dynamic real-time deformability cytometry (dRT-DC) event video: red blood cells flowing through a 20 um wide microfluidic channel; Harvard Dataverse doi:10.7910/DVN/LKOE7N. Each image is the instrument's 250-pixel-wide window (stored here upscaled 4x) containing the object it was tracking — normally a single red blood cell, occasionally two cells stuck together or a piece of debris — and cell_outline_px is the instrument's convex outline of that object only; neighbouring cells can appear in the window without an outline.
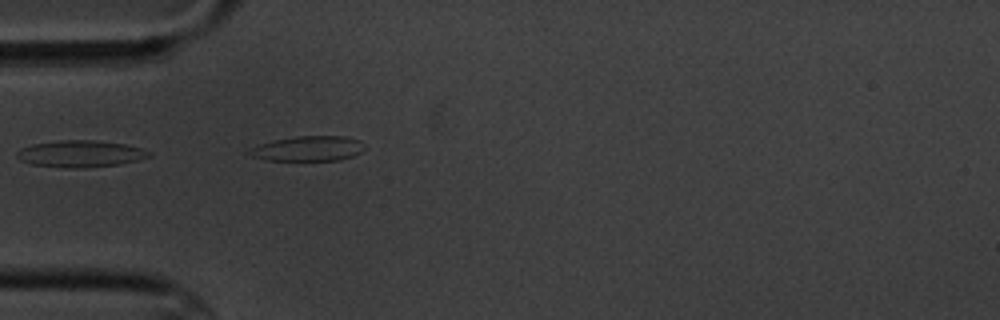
{"species": "common noctule bat (a hibernating species)", "species_latin": "Nyctalus noctula", "temperature_condition": "cold", "stored_images_in_passage": 7, "camera_frame_rate_fps": 3000, "um_per_image_px": 0.085, "animal": {"sex": "male", "body_mass_g": 20.1, "forearm_length_mm": 53.5}, "frame": {"image": 1, "passage_image": 5, "time_ms": 4.667, "image_size_px": [1000, 320], "cell_outline_px": [[152, 156], [120, 164], [84, 168], [68, 168], [32, 164], [20, 160], [16, 156], [16, 152], [20, 148], [32, 144], [60, 140], [96, 140], [124, 144], [140, 148], [152, 152]], "centroid_in_image_um": [6.82, 13.07], "position_along_channel_um": 78.2, "area_um2": 20.63}}